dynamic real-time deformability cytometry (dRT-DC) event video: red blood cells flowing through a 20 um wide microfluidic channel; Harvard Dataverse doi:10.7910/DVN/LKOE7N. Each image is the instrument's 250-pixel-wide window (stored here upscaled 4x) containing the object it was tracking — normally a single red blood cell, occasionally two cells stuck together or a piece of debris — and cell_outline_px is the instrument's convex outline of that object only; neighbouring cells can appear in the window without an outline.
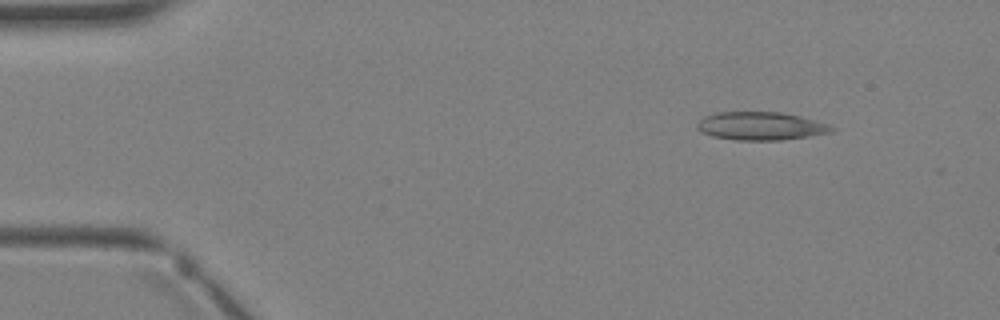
{"species": "Egyptian fruit bat (a non-hibernating species)", "species_latin": "Rousettus aegyptiacus", "temperature_condition": "warm", "stored_images_in_passage": 3, "camera_frame_rate_fps": 3000, "um_per_image_px": 0.085, "animal": {"sex": "female"}, "frame": {"image": 1, "passage_image": 1, "time_ms": 0.0, "image_size_px": [1000, 320], "cell_outline_px": [[836, 128], [832, 132], [784, 140], [736, 140], [712, 136], [696, 128], [696, 124], [704, 116], [716, 112], [780, 112], [800, 116], [828, 124]], "centroid_in_image_um": [64.66, 10.71], "position_along_channel_um": 20.3, "area_um2": 22.02}}
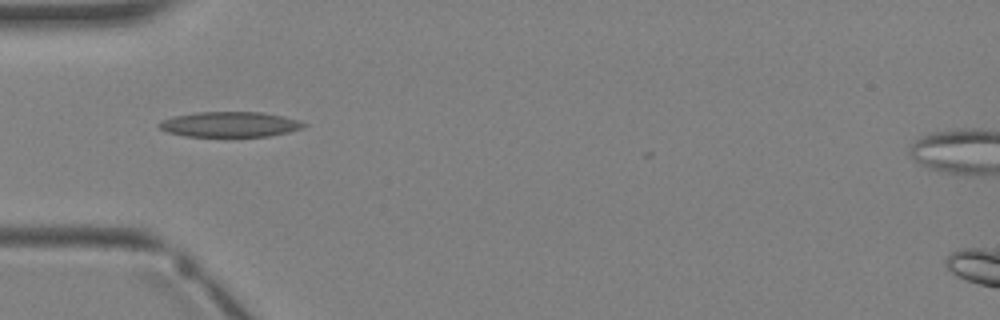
{"frame": {"image": 2, "passage_image": 3, "time_ms": 2.333, "image_size_px": [1000, 320], "cell_outline_px": [[308, 124], [304, 128], [288, 132], [268, 136], [184, 136], [168, 132], [160, 128], [156, 124], [160, 120], [172, 116], [196, 112], [260, 112], [284, 116], [300, 120]], "centroid_in_image_um": [19.53, 10.56], "position_along_channel_um": 65.5, "area_um2": 21.44}}